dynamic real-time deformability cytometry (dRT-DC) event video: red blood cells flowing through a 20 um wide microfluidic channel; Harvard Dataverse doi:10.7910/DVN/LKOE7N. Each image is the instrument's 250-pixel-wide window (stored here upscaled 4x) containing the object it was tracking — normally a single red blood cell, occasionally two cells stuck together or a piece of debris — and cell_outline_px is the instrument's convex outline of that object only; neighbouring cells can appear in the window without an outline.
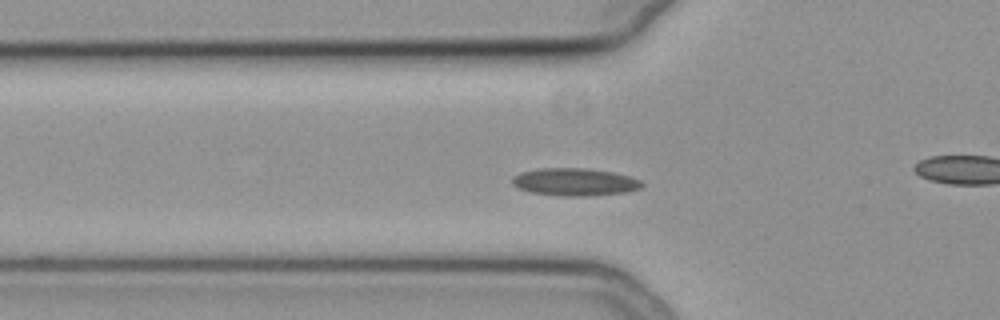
{"species": "common noctule bat (a hibernating species)", "species_latin": "Nyctalus noctula", "temperature_condition": "cold", "stored_images_in_passage": 42, "camera_frame_rate_fps": 3000, "um_per_image_px": 0.085, "animal": {"sex": "female", "body_mass_g": 19.3, "forearm_length_mm": 54.1}, "frame": {"image": 1, "passage_image": 5, "time_ms": 1.333, "image_size_px": [1000, 320], "cell_outline_px": [[644, 184], [640, 188], [628, 192], [592, 196], [564, 196], [532, 192], [520, 188], [512, 184], [512, 176], [520, 172], [536, 168], [584, 168], [612, 172], [628, 176], [640, 180]], "centroid_in_image_um": [48.85, 15.46], "position_along_channel_um": 77.0, "area_um2": 20.87}}
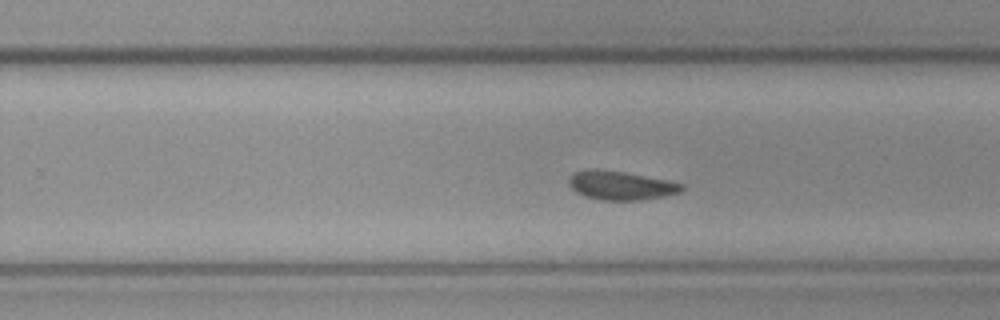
{"frame": {"image": 2, "passage_image": 21, "time_ms": 6.667, "image_size_px": [1000, 320], "cell_outline_px": [[684, 188], [680, 192], [664, 196], [640, 200], [600, 200], [584, 196], [576, 192], [568, 184], [568, 176], [576, 172], [596, 168], [624, 172], [684, 184]], "centroid_in_image_um": [52.72, 15.77], "position_along_channel_um": 277.1, "area_um2": 18.84}}
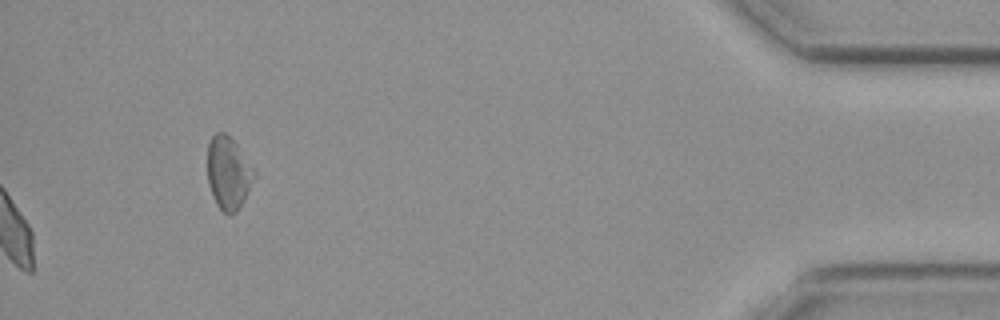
{"frame": {"image": 3, "passage_image": 42, "time_ms": 13.667, "image_size_px": [1000, 320], "cell_outline_px": [[256, 176], [240, 208], [236, 212], [228, 216], [216, 204], [208, 184], [208, 144], [212, 136], [216, 132], [224, 132], [236, 144], [256, 172]], "centroid_in_image_um": [19.41, 14.73], "position_along_channel_um": 415.8, "area_um2": 19.71}, "authors_computed_cell_mechanics": {"area_um2": 19.1607, "velocity_mm_per_s": 3.7575, "shape_relaxation_time_tau1_ms": 10.0906, "shape_relaxation_time_tau2_ms": 2.0312, "deformation_change_tau1": 0.1634, "deformation_change_tau2": 0.0735}}